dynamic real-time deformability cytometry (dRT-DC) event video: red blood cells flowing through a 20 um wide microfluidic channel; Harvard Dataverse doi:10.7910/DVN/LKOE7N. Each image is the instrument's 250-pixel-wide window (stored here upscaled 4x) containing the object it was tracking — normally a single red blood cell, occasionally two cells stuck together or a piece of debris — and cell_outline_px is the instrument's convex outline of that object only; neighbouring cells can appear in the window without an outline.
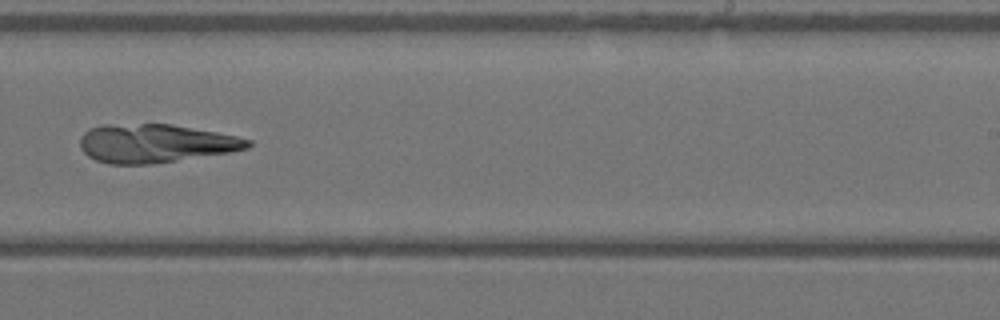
{"species": "Egyptian fruit bat (a non-hibernating species)", "species_latin": "Rousettus aegyptiacus", "temperature_condition": "warm", "stored_images_in_passage": 33, "camera_frame_rate_fps": 3000, "um_per_image_px": 0.085, "animal": {"sex": "female"}, "frame": {"image": 1, "passage_image": 19, "time_ms": 6.0, "image_size_px": [1000, 320], "cell_outline_px": [[252, 144], [248, 148], [232, 152], [152, 164], [108, 164], [96, 160], [88, 156], [80, 148], [80, 136], [88, 128], [104, 124], [168, 124], [216, 132], [236, 136], [252, 140]], "centroid_in_image_um": [13.18, 12.19], "position_along_channel_um": 275.8, "area_um2": 37.74}}